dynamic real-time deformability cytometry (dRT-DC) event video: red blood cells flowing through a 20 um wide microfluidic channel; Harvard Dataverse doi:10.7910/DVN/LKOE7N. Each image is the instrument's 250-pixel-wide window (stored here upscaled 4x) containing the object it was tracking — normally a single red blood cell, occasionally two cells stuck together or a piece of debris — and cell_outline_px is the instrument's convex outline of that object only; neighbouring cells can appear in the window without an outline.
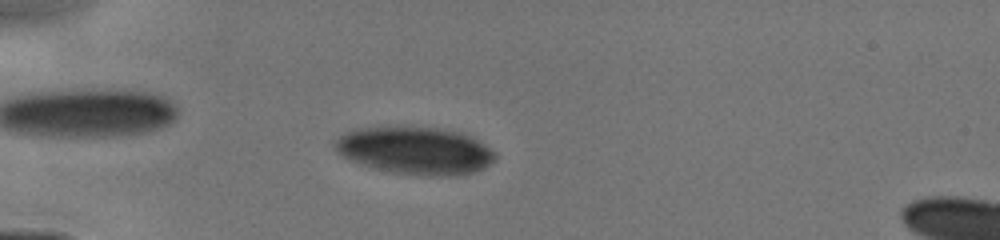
{"species": "human", "species_latin": "Homo sapiens", "temperature_condition": "cold", "stored_images_in_passage": 47, "camera_frame_rate_fps": 3000, "um_per_image_px": 0.085, "donor": {"sex": "male"}, "frame": {"image": 1, "passage_image": 20, "time_ms": 4.333, "image_size_px": [1000, 240], "cell_outline_px": [[496, 160], [484, 168], [472, 172], [448, 176], [428, 176], [392, 172], [376, 168], [352, 160], [344, 156], [332, 144], [332, 140], [344, 132], [352, 128], [376, 124], [404, 124], [440, 128], [460, 132], [472, 136], [496, 152]], "centroid_in_image_um": [35.25, 12.72], "position_along_channel_um": 49.8, "area_um2": 45.66}}
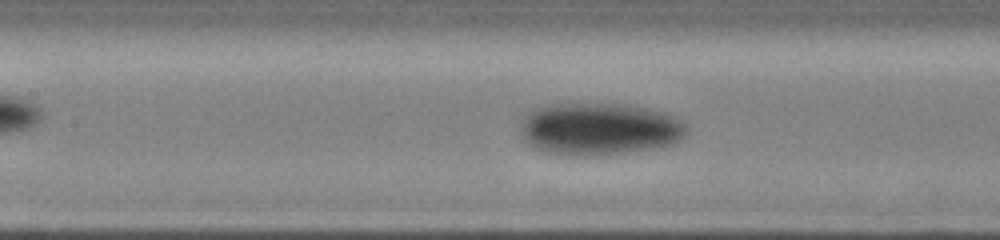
{"frame": {"image": 2, "passage_image": 30, "time_ms": 7.333, "image_size_px": [1000, 240], "cell_outline_px": [[688, 132], [680, 140], [672, 144], [652, 148], [624, 152], [592, 156], [568, 156], [544, 152], [532, 148], [524, 140], [520, 132], [520, 124], [524, 116], [536, 108], [544, 104], [632, 104], [664, 112], [688, 124]], "centroid_in_image_um": [50.91, 10.96], "position_along_channel_um": 156.5, "area_um2": 51.27}}
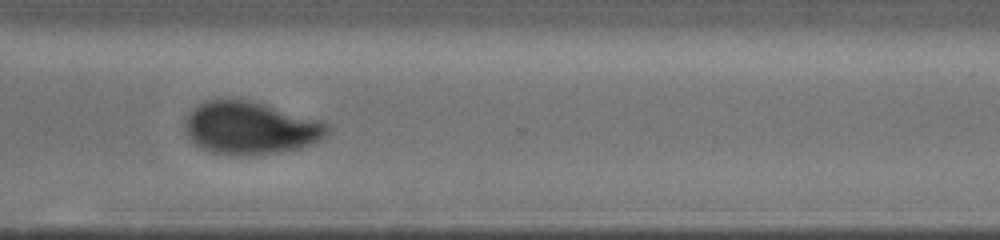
{"frame": {"image": 3, "passage_image": 46, "time_ms": 11.667, "image_size_px": [1000, 240], "cell_outline_px": [[328, 128], [324, 136], [320, 140], [296, 148], [280, 152], [248, 156], [236, 156], [212, 152], [200, 148], [184, 132], [184, 120], [188, 112], [192, 108], [204, 100], [248, 100], [264, 104], [316, 120], [328, 124]], "centroid_in_image_um": [21.18, 10.89], "position_along_channel_um": 349.4, "area_um2": 43.35}}